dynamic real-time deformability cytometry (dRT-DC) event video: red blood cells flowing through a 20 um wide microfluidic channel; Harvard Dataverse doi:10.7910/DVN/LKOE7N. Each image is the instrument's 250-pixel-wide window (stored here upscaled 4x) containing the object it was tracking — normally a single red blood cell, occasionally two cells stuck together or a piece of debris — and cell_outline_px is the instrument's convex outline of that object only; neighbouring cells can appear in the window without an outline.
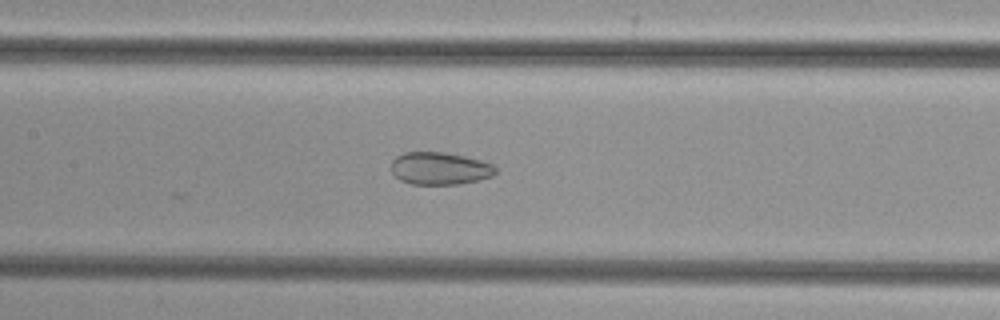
{"species": "common noctule bat (a hibernating species)", "species_latin": "Nyctalus noctula", "temperature_condition": "cold", "stored_images_in_passage": 15, "camera_frame_rate_fps": 3000, "um_per_image_px": 0.085, "animal": {"sex": "female", "body_mass_g": 29.2, "forearm_length_mm": 56.3}, "frame": {"image": 1, "passage_image": 15, "time_ms": 4.667, "image_size_px": [1000, 320], "cell_outline_px": [[496, 172], [492, 176], [480, 180], [456, 184], [412, 184], [400, 180], [392, 172], [392, 160], [396, 156], [404, 152], [444, 152], [464, 156], [480, 160], [492, 164], [496, 168]], "centroid_in_image_um": [37.38, 14.31], "position_along_channel_um": 170.0, "area_um2": 19.71}}